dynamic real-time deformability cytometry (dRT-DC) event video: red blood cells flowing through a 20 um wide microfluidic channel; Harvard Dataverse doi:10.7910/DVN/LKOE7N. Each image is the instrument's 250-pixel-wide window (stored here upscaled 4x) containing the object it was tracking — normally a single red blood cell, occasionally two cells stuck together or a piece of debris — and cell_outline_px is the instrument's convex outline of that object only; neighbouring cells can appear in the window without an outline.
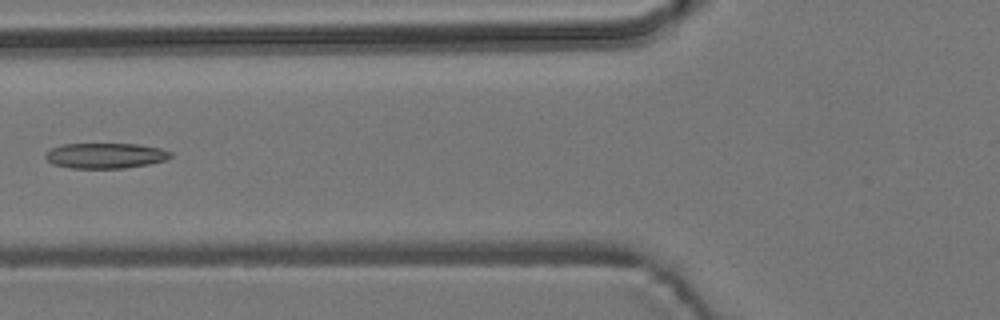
{"species": "common noctule bat (a hibernating species)", "species_latin": "Nyctalus noctula", "temperature_condition": "room temperature", "stored_images_in_passage": 2, "camera_frame_rate_fps": 3000, "um_per_image_px": 0.085, "animal": {"sex": "male", "body_mass_g": 19.2, "forearm_length_mm": 51.8}, "frame": {"image": 1, "passage_image": 2, "time_ms": 1.333, "image_size_px": [1000, 320], "cell_outline_px": [[172, 156], [164, 160], [148, 164], [124, 168], [72, 168], [52, 164], [44, 156], [52, 148], [64, 144], [136, 144], [160, 148], [172, 152]], "centroid_in_image_um": [8.97, 13.23], "position_along_channel_um": 116.8, "area_um2": 18.32}}